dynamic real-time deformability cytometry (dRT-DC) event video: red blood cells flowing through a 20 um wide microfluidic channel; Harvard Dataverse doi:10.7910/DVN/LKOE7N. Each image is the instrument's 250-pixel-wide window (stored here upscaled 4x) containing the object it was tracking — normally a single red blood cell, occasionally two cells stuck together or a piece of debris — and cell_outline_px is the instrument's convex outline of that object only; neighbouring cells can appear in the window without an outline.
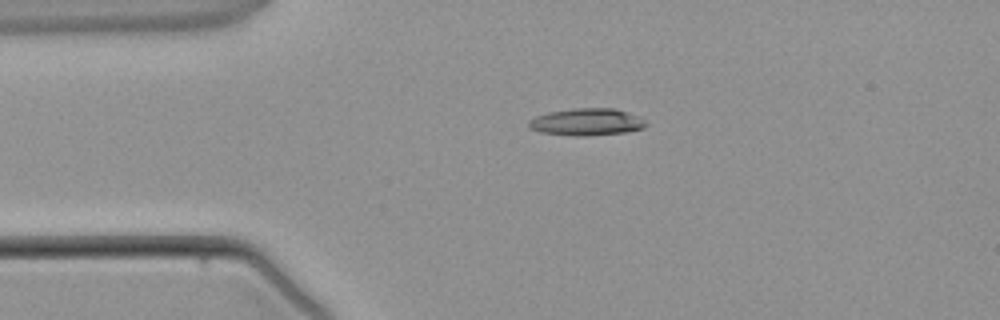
{"species": "common noctule bat (a hibernating species)", "species_latin": "Nyctalus noctula", "temperature_condition": "warm", "stored_images_in_passage": 2, "camera_frame_rate_fps": 3000, "um_per_image_px": 0.085, "animal": {"sex": "male", "body_mass_g": 21.5, "forearm_length_mm": 52.0}, "frame": {"image": 1, "passage_image": 1, "time_ms": 0.0, "image_size_px": [1000, 320], "cell_outline_px": [[648, 124], [644, 128], [628, 132], [584, 136], [580, 136], [540, 132], [528, 128], [528, 120], [536, 116], [548, 112], [572, 108], [616, 108], [640, 116]], "centroid_in_image_um": [49.89, 10.36], "position_along_channel_um": 35.1, "area_um2": 18.73}}